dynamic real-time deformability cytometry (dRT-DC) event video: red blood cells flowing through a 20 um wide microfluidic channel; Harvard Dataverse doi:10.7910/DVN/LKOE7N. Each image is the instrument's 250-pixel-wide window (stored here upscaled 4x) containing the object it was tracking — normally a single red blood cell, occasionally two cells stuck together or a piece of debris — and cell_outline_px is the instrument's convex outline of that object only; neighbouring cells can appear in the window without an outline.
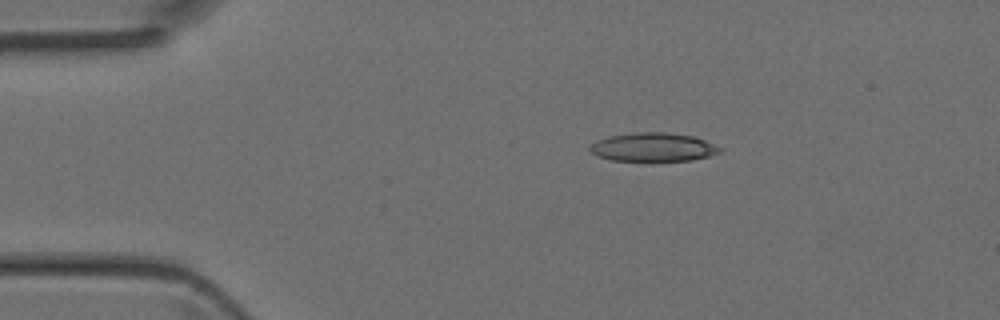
{"species": "Egyptian fruit bat (a non-hibernating species)", "species_latin": "Rousettus aegyptiacus", "temperature_condition": "room temperature", "stored_images_in_passage": 4, "camera_frame_rate_fps": 3000, "um_per_image_px": 0.085, "animal": {"sex": "female"}, "frame": {"image": 1, "passage_image": 3, "time_ms": 0.667, "image_size_px": [1000, 320], "cell_outline_px": [[724, 148], [720, 152], [708, 156], [692, 160], [612, 160], [600, 156], [592, 152], [588, 148], [596, 140], [608, 136], [632, 132], [668, 132], [692, 136], [704, 140]], "centroid_in_image_um": [55.53, 12.49], "position_along_channel_um": 29.5, "area_um2": 21.5}}